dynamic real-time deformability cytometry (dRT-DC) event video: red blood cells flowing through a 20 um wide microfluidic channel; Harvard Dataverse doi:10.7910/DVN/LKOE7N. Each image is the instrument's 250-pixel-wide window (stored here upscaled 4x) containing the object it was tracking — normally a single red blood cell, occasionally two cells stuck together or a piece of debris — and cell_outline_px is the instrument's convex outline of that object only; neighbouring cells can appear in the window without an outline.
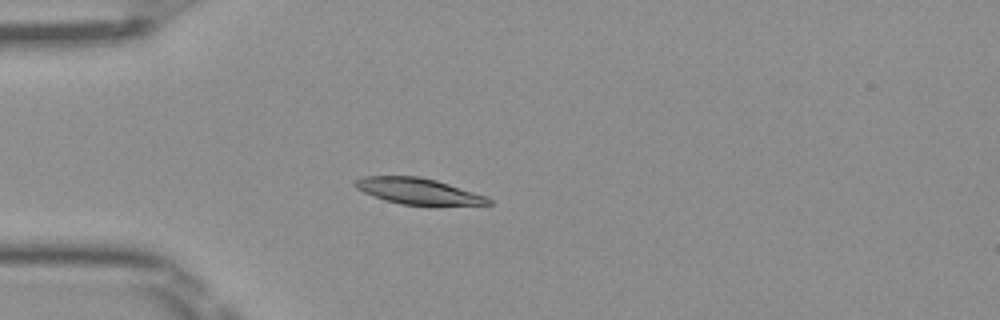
{"species": "Egyptian fruit bat (a non-hibernating species)", "species_latin": "Rousettus aegyptiacus", "temperature_condition": "room temperature", "stored_images_in_passage": 38, "camera_frame_rate_fps": 3000, "um_per_image_px": 0.085, "frame": {"image": 1, "passage_image": 1, "time_ms": 0.0, "image_size_px": [1000, 320], "cell_outline_px": [[492, 204], [400, 204], [384, 200], [372, 196], [356, 188], [352, 184], [356, 180], [364, 176], [420, 176], [436, 180], [484, 196], [492, 200]], "centroid_in_image_um": [35.44, 16.23], "position_along_channel_um": 49.6, "area_um2": 19.71}}
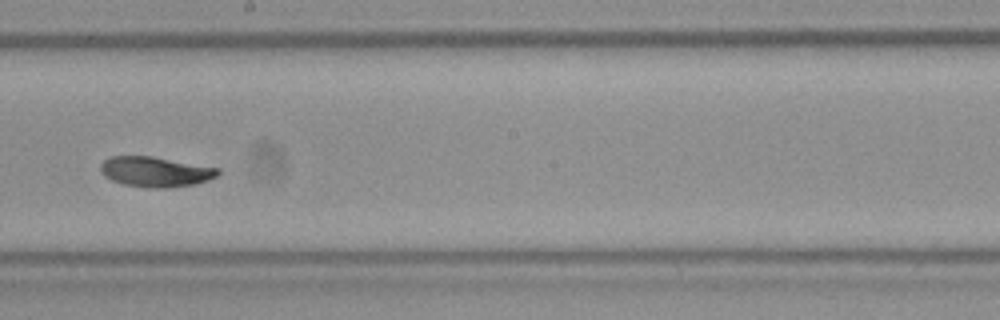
{"frame": {"image": 2, "passage_image": 16, "time_ms": 5.0, "image_size_px": [1000, 320], "cell_outline_px": [[220, 172], [216, 176], [208, 180], [196, 184], [168, 188], [148, 188], [124, 184], [112, 180], [104, 176], [100, 172], [100, 164], [108, 156], [152, 156], [220, 168]], "centroid_in_image_um": [13.2, 14.6], "position_along_channel_um": 235.0, "area_um2": 20.81}}
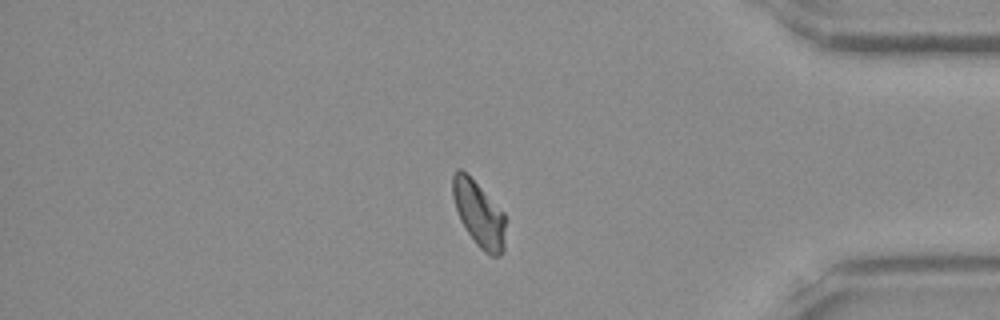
{"frame": {"image": 3, "passage_image": 30, "time_ms": 9.667, "image_size_px": [1000, 320], "cell_outline_px": [[504, 252], [500, 256], [492, 256], [484, 252], [476, 244], [460, 220], [452, 196], [452, 176], [456, 168], [460, 168], [504, 212]], "centroid_in_image_um": [40.69, 18.21], "position_along_channel_um": 394.5, "area_um2": 19.77}, "authors_computed_cell_mechanics": {"area_um2": 20.4323, "velocity_mm_per_s": 4.0032, "shape_relaxation_time_tau1_ms": null, "shape_relaxation_time_tau2_ms": 8.2855, "deformation_change_tau1": null, "deformation_change_tau2": 0.0932}}